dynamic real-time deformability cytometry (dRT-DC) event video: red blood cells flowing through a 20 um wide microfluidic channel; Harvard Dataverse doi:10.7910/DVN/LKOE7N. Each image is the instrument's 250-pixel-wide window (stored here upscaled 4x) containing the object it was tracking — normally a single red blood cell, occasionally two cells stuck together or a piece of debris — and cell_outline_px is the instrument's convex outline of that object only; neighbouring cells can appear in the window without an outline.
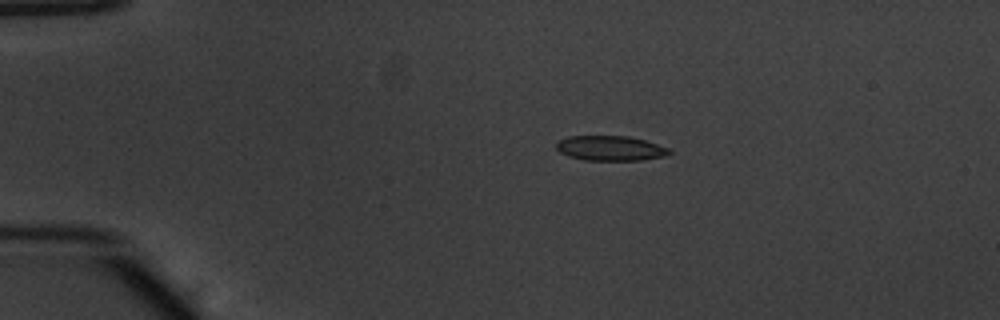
{"species": "common noctule bat (a hibernating species)", "species_latin": "Nyctalus noctula", "temperature_condition": "warm", "stored_images_in_passage": 43, "camera_frame_rate_fps": 3000, "um_per_image_px": 0.085, "animal": {"sex": "male", "body_mass_g": 20.1, "forearm_length_mm": 53.5}, "frame": {"image": 1, "passage_image": 1, "time_ms": 0.0, "image_size_px": [1000, 320], "cell_outline_px": [[672, 152], [664, 156], [640, 160], [584, 160], [568, 156], [560, 152], [556, 148], [556, 140], [568, 136], [628, 136], [644, 140], [668, 148]], "centroid_in_image_um": [51.82, 12.59], "position_along_channel_um": 33.2, "area_um2": 16.36}}
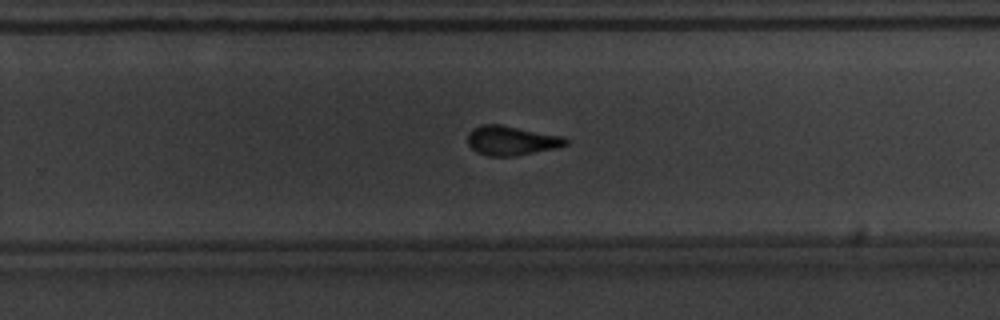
{"frame": {"image": 2, "passage_image": 25, "time_ms": 8.0, "image_size_px": [1000, 320], "cell_outline_px": [[568, 144], [560, 148], [516, 156], [488, 156], [472, 148], [468, 144], [468, 132], [472, 128], [480, 124], [500, 124], [564, 136], [568, 140]], "centroid_in_image_um": [43.52, 11.94], "position_along_channel_um": 286.3, "area_um2": 17.05}}
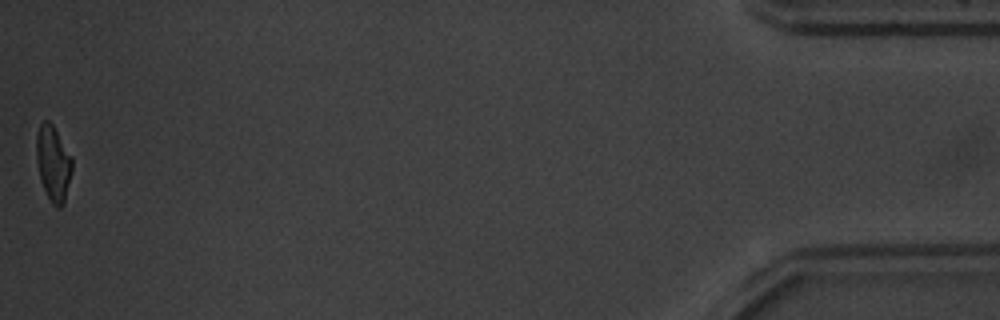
{"frame": {"image": 3, "passage_image": 43, "time_ms": 14.0, "image_size_px": [1000, 320], "cell_outline_px": [[72, 168], [64, 204], [60, 208], [56, 208], [52, 204], [40, 180], [36, 160], [36, 136], [40, 124], [44, 120], [48, 120], [52, 124], [72, 156]], "centroid_in_image_um": [4.51, 13.88], "position_along_channel_um": 430.7, "area_um2": 15.72}, "authors_computed_cell_mechanics": {"area_um2": 16.762, "velocity_mm_per_s": 3.8598, "shape_relaxation_time_tau1_ms": 4.8926, "shape_relaxation_time_tau2_ms": 1.7879, "deformation_change_tau1": 0.1529, "deformation_change_tau2": 0.0782}}